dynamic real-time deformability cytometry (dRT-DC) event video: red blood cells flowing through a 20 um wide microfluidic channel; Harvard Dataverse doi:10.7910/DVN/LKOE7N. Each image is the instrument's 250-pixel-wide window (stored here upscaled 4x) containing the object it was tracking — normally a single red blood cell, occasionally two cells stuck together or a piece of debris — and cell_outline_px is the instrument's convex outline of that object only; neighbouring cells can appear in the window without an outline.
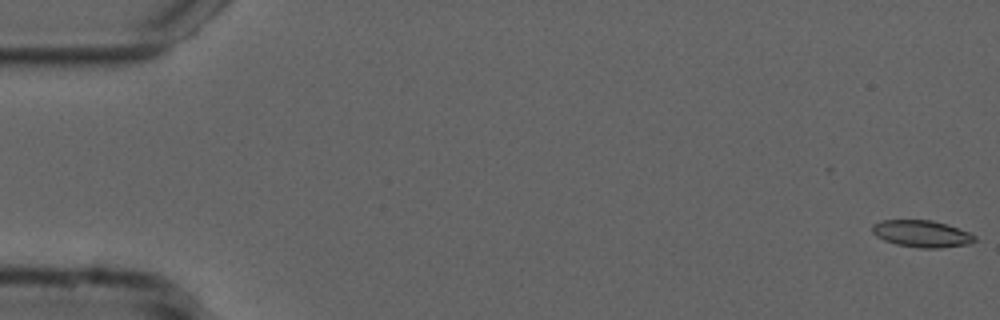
{"species": "common noctule bat (a hibernating species)", "species_latin": "Nyctalus noctula", "temperature_condition": "cold", "stored_images_in_passage": 55, "camera_frame_rate_fps": 3000, "um_per_image_px": 0.085, "animal": {"sex": "male", "forearm_length_mm": 52.5}, "frame": {"image": 1, "passage_image": 1, "time_ms": 0.0, "image_size_px": [1000, 320], "cell_outline_px": [[976, 240], [968, 244], [940, 248], [920, 248], [896, 244], [884, 240], [876, 236], [872, 232], [872, 224], [880, 220], [932, 220], [948, 224], [968, 232], [976, 236]], "centroid_in_image_um": [78.34, 19.86], "position_along_channel_um": 6.7, "area_um2": 16.13}}
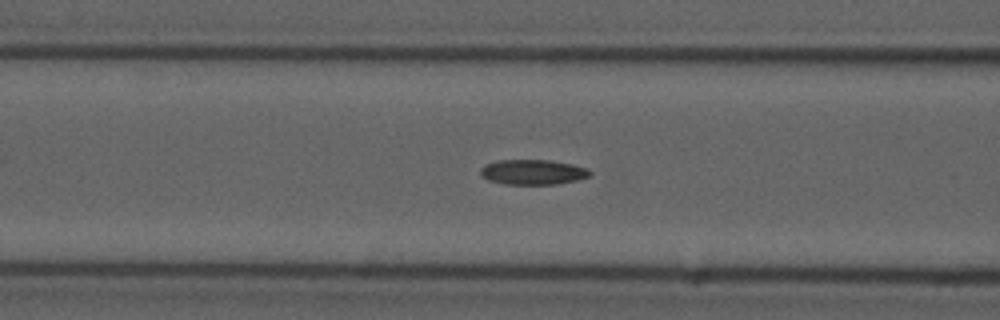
{"frame": {"image": 2, "passage_image": 22, "time_ms": 7.0, "image_size_px": [1000, 320], "cell_outline_px": [[592, 172], [588, 176], [576, 180], [556, 184], [504, 184], [488, 180], [480, 176], [480, 168], [484, 164], [496, 160], [548, 160], [572, 164], [588, 168]], "centroid_in_image_um": [45.24, 14.62], "position_along_channel_um": 121.4, "area_um2": 16.07}}
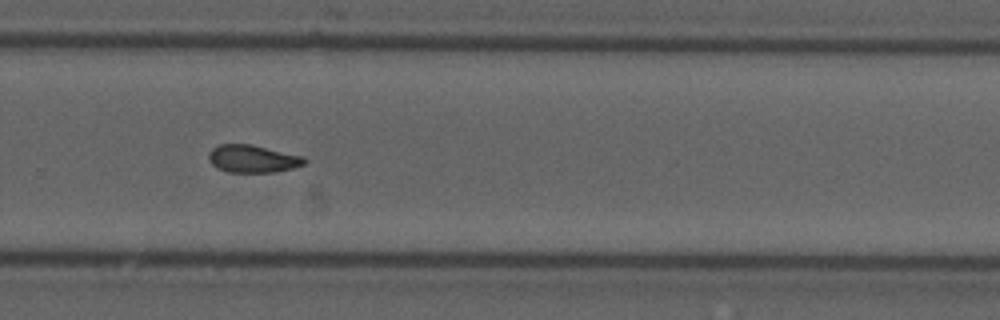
{"frame": {"image": 3, "passage_image": 37, "time_ms": 12.0, "image_size_px": [1000, 320], "cell_outline_px": [[308, 160], [304, 164], [292, 168], [276, 172], [228, 172], [216, 168], [208, 160], [208, 152], [212, 148], [220, 144], [252, 144], [304, 156]], "centroid_in_image_um": [21.47, 13.49], "position_along_channel_um": 308.3, "area_um2": 15.61}}